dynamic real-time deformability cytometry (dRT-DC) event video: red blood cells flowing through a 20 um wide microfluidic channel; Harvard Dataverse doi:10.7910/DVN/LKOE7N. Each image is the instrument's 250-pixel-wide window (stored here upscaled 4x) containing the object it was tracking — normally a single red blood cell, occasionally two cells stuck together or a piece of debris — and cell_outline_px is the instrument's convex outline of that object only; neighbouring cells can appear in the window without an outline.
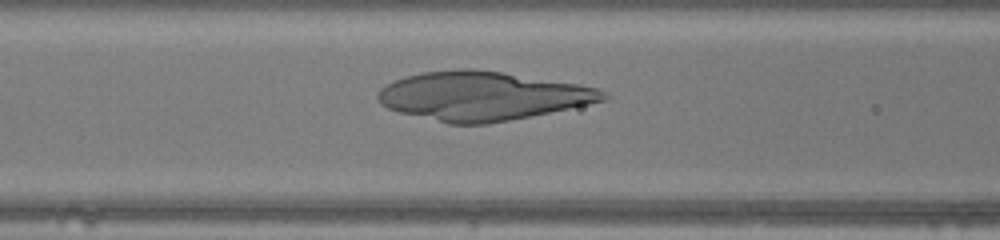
{"species": "human", "species_latin": "Homo sapiens", "temperature_condition": "warm", "stored_images_in_passage": 40, "camera_frame_rate_fps": 3000, "um_per_image_px": 0.085, "donor": {"sex": "female"}, "frame": {"image": 1, "passage_image": 20, "time_ms": 6.333, "image_size_px": [1000, 240], "cell_outline_px": [[608, 96], [604, 100], [588, 104], [488, 124], [448, 124], [400, 112], [388, 108], [380, 104], [376, 96], [380, 88], [404, 76], [420, 72], [460, 68], [472, 68], [500, 72], [580, 84], [596, 88], [604, 92]], "centroid_in_image_um": [40.93, 8.15], "position_along_channel_um": 125.7, "area_um2": 63.64}}
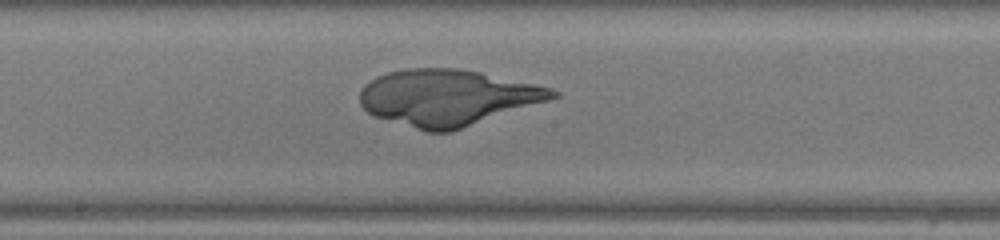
{"frame": {"image": 2, "passage_image": 26, "time_ms": 8.333, "image_size_px": [1000, 240], "cell_outline_px": [[560, 96], [452, 132], [428, 132], [372, 116], [360, 104], [360, 92], [364, 84], [376, 76], [388, 72], [404, 68], [456, 68], [480, 72], [536, 84], [552, 88], [560, 92]], "centroid_in_image_um": [38.02, 8.29], "position_along_channel_um": 210.2, "area_um2": 63.18}}
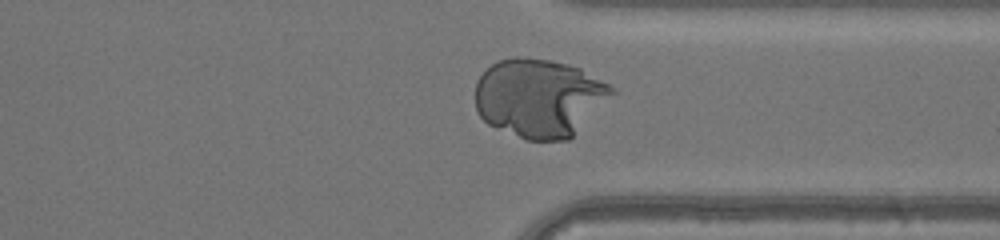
{"frame": {"image": 3, "passage_image": 37, "time_ms": 12.0, "image_size_px": [1000, 240], "cell_outline_px": [[620, 92], [568, 140], [528, 140], [488, 124], [476, 112], [476, 84], [480, 76], [492, 64], [500, 60], [512, 56], [524, 56], [548, 60], [568, 64], [580, 68], [616, 88]], "centroid_in_image_um": [45.89, 8.31], "position_along_channel_um": 365.5, "area_um2": 62.94}}